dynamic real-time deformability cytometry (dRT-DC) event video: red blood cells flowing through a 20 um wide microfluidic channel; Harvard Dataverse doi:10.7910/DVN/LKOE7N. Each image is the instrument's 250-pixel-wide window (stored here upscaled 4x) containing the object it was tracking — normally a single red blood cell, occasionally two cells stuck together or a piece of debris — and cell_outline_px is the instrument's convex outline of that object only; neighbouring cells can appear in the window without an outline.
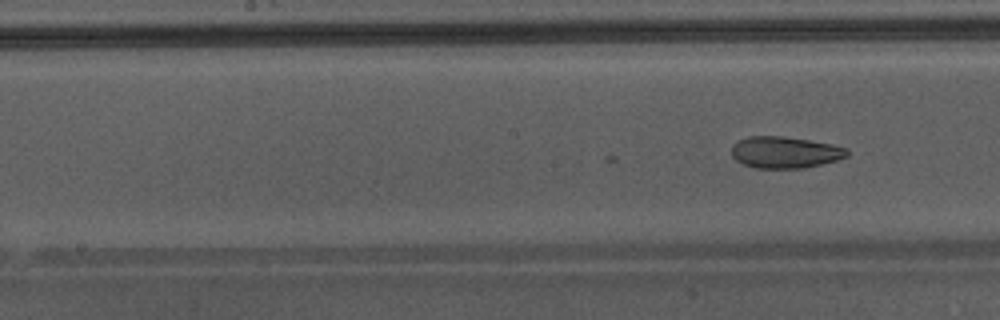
{"species": "Egyptian fruit bat (a non-hibernating species)", "species_latin": "Rousettus aegyptiacus", "temperature_condition": "warm", "stored_images_in_passage": 26, "camera_frame_rate_fps": 3000, "um_per_image_px": 0.085, "animal": {"sex": "male"}, "frame": {"image": 1, "passage_image": 26, "time_ms": 8.333, "image_size_px": [1000, 320], "cell_outline_px": [[848, 156], [836, 160], [804, 168], [756, 168], [744, 164], [736, 160], [732, 156], [732, 144], [748, 136], [780, 136], [808, 140], [832, 144], [848, 148]], "centroid_in_image_um": [66.72, 12.94], "position_along_channel_um": 181.5, "area_um2": 21.15}}